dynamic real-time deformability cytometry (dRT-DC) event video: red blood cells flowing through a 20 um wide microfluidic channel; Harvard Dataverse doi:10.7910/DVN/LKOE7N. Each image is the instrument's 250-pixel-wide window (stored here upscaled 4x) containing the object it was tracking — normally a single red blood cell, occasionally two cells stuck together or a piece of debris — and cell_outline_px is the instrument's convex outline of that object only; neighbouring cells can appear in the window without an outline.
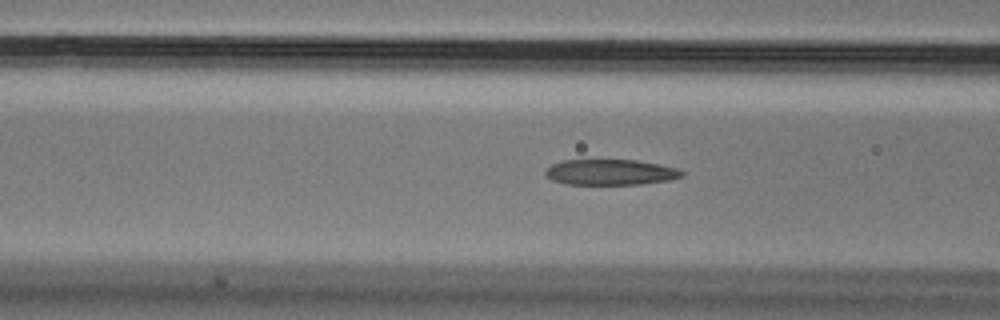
{"species": "Egyptian fruit bat (a non-hibernating species)", "species_latin": "Rousettus aegyptiacus", "temperature_condition": "cold", "stored_images_in_passage": 39, "segment_of_instrument_passage": [1, 2], "camera_frame_rate_fps": 3000, "um_per_image_px": 0.085, "animal": {"sex": "male"}, "frame": {"image": 1, "passage_image": 5, "time_ms": 1.333, "image_size_px": [1000, 320], "cell_outline_px": [[684, 176], [672, 180], [640, 184], [564, 184], [552, 180], [544, 172], [544, 168], [560, 160], [636, 160], [660, 164], [676, 168], [684, 172]], "centroid_in_image_um": [51.88, 14.63], "position_along_channel_um": 114.7, "area_um2": 20.58}}
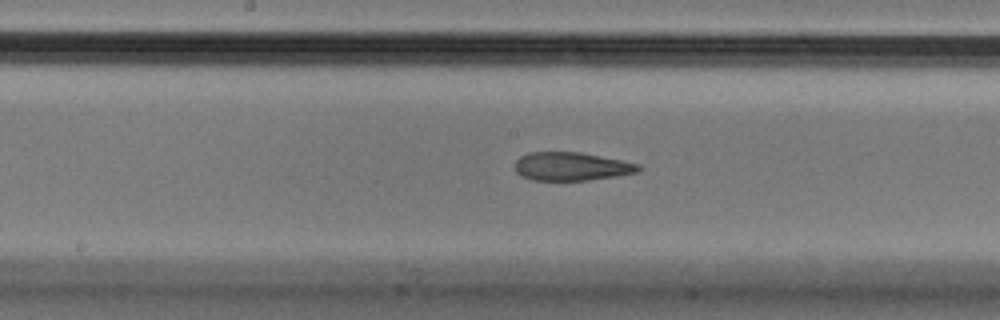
{"frame": {"image": 2, "passage_image": 12, "time_ms": 3.667, "image_size_px": [1000, 320], "cell_outline_px": [[640, 168], [636, 172], [616, 176], [588, 180], [532, 180], [520, 176], [516, 172], [516, 160], [520, 156], [528, 152], [580, 152], [640, 164]], "centroid_in_image_um": [48.53, 14.14], "position_along_channel_um": 199.7, "area_um2": 20.29}}
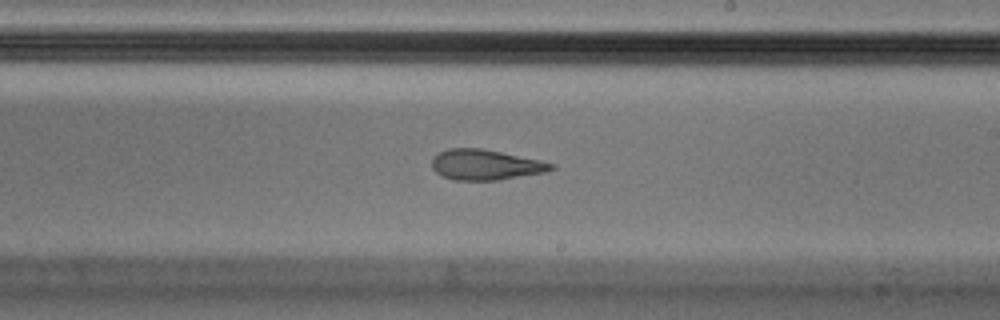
{"frame": {"image": 3, "passage_image": 16, "time_ms": 5.0, "image_size_px": [1000, 320], "cell_outline_px": [[556, 168], [544, 172], [500, 180], [456, 180], [444, 176], [436, 172], [432, 168], [432, 156], [448, 148], [484, 148], [540, 160], [556, 164]], "centroid_in_image_um": [41.28, 13.99], "position_along_channel_um": 247.7, "area_um2": 21.21}}